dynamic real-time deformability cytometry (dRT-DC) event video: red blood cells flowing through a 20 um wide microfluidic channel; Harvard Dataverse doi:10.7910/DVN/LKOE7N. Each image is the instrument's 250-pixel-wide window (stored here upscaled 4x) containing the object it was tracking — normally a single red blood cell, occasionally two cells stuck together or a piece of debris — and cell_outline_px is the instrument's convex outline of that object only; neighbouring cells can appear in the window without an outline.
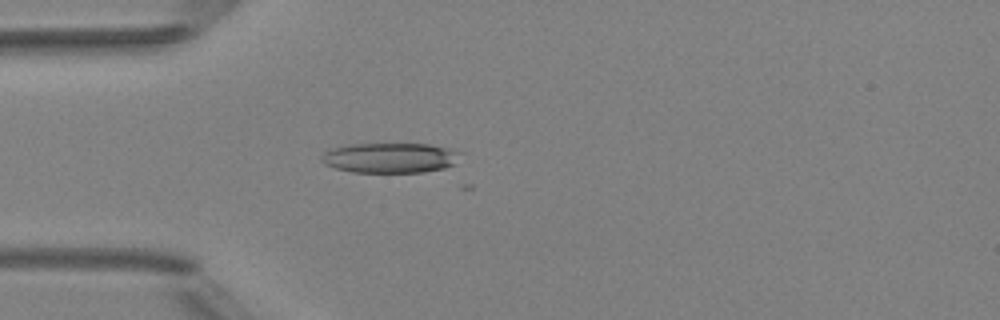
{"species": "Egyptian fruit bat (a non-hibernating species)", "species_latin": "Rousettus aegyptiacus", "temperature_condition": "room temperature", "stored_images_in_passage": 5, "camera_frame_rate_fps": 3000, "um_per_image_px": 0.085, "animal": {"sex": "female"}, "frame": {"image": 1, "passage_image": 5, "time_ms": 4.667, "image_size_px": [1000, 320], "cell_outline_px": [[464, 152], [456, 164], [444, 168], [424, 172], [352, 172], [336, 168], [324, 164], [320, 160], [320, 156], [328, 148], [348, 144], [428, 144], [448, 148]], "centroid_in_image_um": [33.16, 13.41], "position_along_channel_um": 51.8, "area_um2": 24.74}}